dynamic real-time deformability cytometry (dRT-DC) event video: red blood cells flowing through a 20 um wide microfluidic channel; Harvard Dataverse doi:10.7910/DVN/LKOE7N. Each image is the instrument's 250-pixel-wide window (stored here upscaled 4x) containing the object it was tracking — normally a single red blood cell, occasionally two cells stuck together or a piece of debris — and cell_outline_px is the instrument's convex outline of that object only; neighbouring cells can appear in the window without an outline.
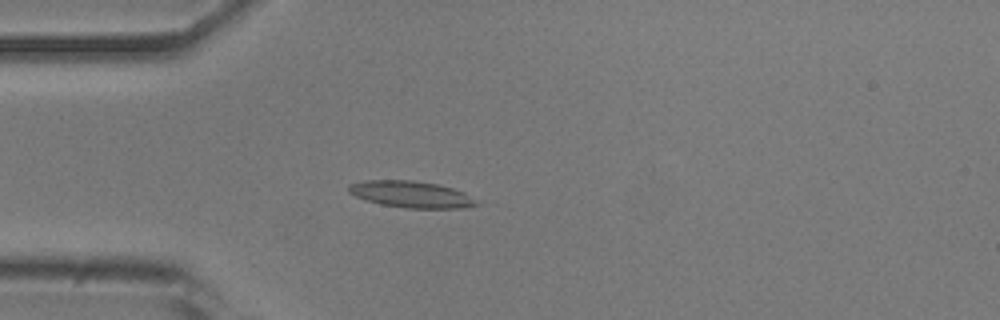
{"species": "common noctule bat (a hibernating species)", "species_latin": "Nyctalus noctula", "temperature_condition": "room temperature", "stored_images_in_passage": 7, "camera_frame_rate_fps": 3000, "um_per_image_px": 0.085, "animal": {"sex": "male", "body_mass_g": 20.5, "forearm_length_mm": 52.5}, "frame": {"image": 1, "passage_image": 1, "time_ms": 0.0, "image_size_px": [1000, 320], "cell_outline_px": [[480, 204], [468, 208], [404, 208], [380, 204], [364, 200], [348, 192], [348, 184], [364, 180], [412, 180], [436, 184], [452, 188], [464, 192], [476, 200]], "centroid_in_image_um": [34.93, 16.52], "position_along_channel_um": 50.1, "area_um2": 19.94}}
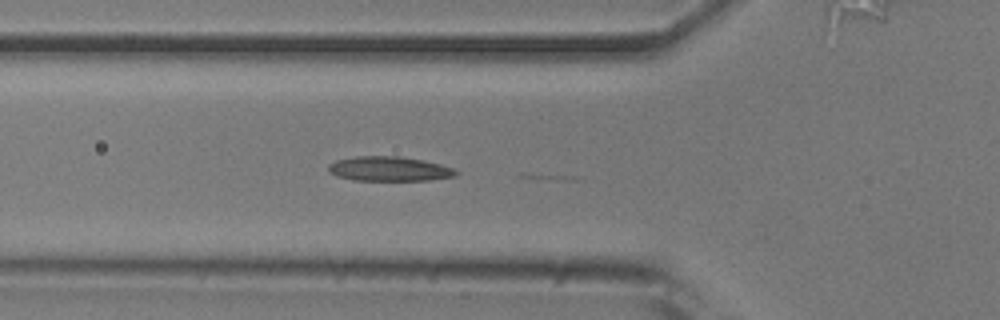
{"frame": {"image": 2, "passage_image": 5, "time_ms": 1.333, "image_size_px": [1000, 320], "cell_outline_px": [[460, 172], [456, 176], [428, 180], [352, 180], [336, 176], [328, 172], [328, 164], [336, 160], [356, 156], [400, 156], [424, 160], [440, 164], [452, 168]], "centroid_in_image_um": [33.06, 14.35], "position_along_channel_um": 92.7, "area_um2": 18.38}}